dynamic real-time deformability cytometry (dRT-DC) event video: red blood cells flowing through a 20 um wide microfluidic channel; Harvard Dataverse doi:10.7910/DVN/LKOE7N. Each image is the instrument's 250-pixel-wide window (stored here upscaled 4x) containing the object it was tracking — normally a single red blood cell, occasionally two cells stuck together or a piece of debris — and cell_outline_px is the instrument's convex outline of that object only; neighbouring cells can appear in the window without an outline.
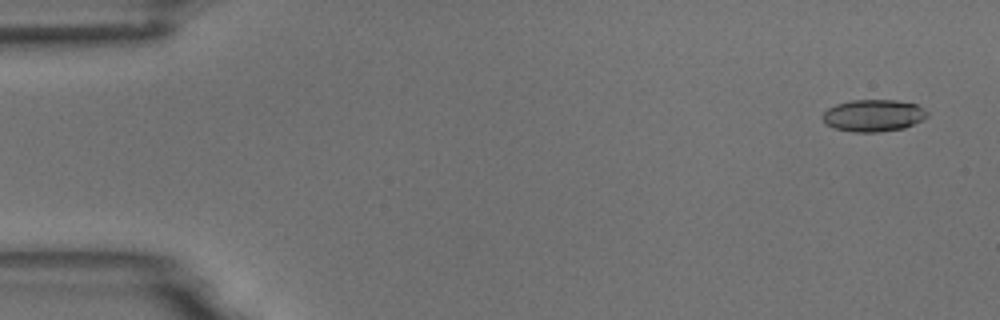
{"species": "common noctule bat (a hibernating species)", "species_latin": "Nyctalus noctula", "temperature_condition": "room temperature", "stored_images_in_passage": 4, "camera_frame_rate_fps": 3000, "um_per_image_px": 0.085, "animal": {"sex": "male", "body_mass_g": 18.8}, "frame": {"image": 1, "passage_image": 1, "time_ms": 0.0, "image_size_px": [1000, 320], "cell_outline_px": [[928, 116], [924, 120], [904, 128], [880, 132], [852, 132], [832, 128], [820, 116], [828, 108], [836, 104], [852, 100], [896, 100], [916, 104], [924, 108], [928, 112]], "centroid_in_image_um": [74.25, 9.82], "position_along_channel_um": 10.7, "area_um2": 19.71}}
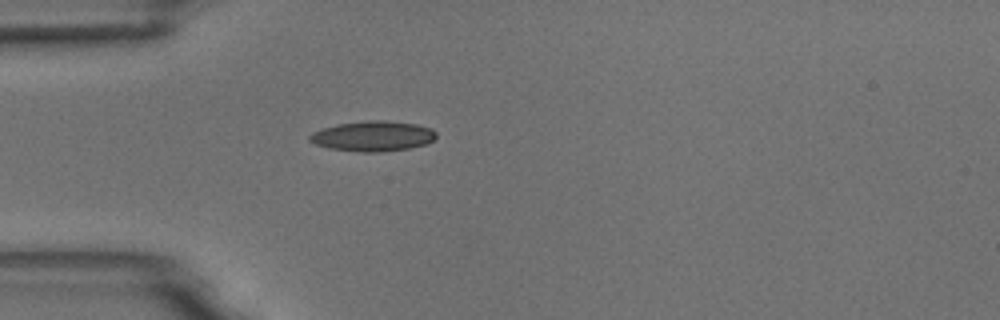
{"frame": {"image": 2, "passage_image": 4, "time_ms": 4.333, "image_size_px": [1000, 320], "cell_outline_px": [[436, 136], [432, 140], [424, 144], [408, 148], [380, 152], [360, 152], [328, 148], [316, 144], [308, 140], [308, 136], [312, 132], [336, 124], [368, 120], [384, 120], [416, 124], [432, 128], [436, 132]], "centroid_in_image_um": [31.67, 11.56], "position_along_channel_um": 53.3, "area_um2": 22.25}}